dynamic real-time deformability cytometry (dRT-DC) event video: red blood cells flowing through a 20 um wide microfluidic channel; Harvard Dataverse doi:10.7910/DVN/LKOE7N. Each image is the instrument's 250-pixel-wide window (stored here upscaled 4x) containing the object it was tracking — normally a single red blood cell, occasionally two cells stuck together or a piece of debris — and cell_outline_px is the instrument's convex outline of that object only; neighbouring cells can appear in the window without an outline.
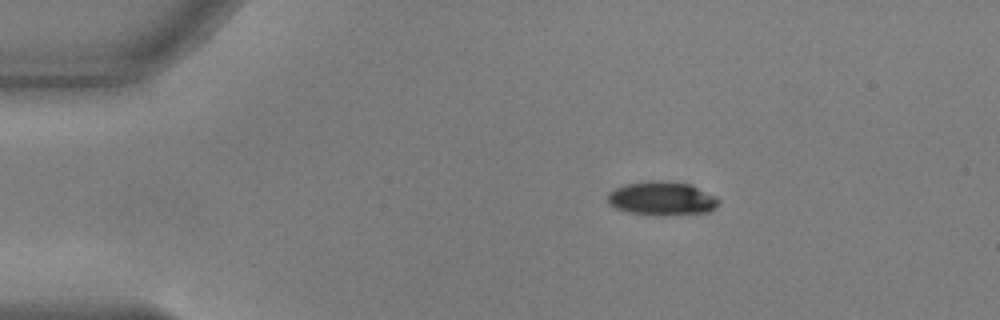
{"species": "common noctule bat (a hibernating species)", "species_latin": "Nyctalus noctula", "temperature_condition": "warm", "stored_images_in_passage": 46, "camera_frame_rate_fps": 3000, "um_per_image_px": 0.085, "animal": {"sex": "male", "body_mass_g": 17.9, "forearm_length_mm": 54.2}, "frame": {"image": 1, "passage_image": 1, "time_ms": 0.0, "image_size_px": [1000, 320], "cell_outline_px": [[720, 200], [716, 208], [708, 212], [664, 216], [660, 216], [628, 212], [616, 208], [608, 204], [608, 192], [612, 188], [624, 184], [652, 180], [660, 180], [692, 184], [716, 196]], "centroid_in_image_um": [56.26, 16.87], "position_along_channel_um": 28.7, "area_um2": 22.31}}
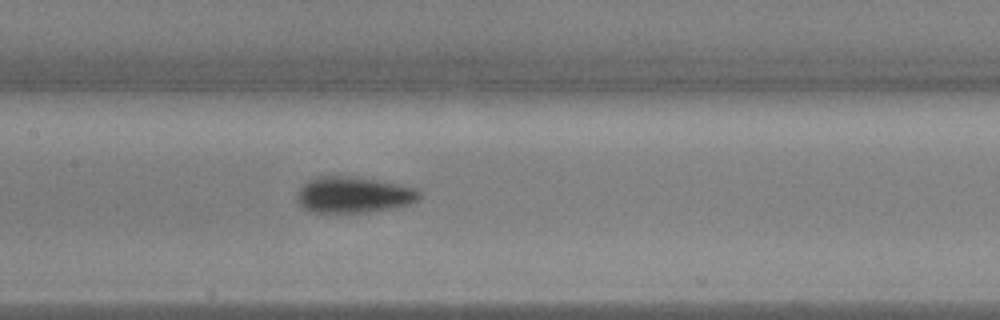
{"frame": {"image": 2, "passage_image": 18, "time_ms": 5.667, "image_size_px": [1000, 320], "cell_outline_px": [[420, 200], [412, 204], [396, 208], [368, 212], [312, 212], [304, 208], [296, 200], [296, 192], [308, 180], [316, 176], [352, 176], [376, 180], [416, 188], [420, 192]], "centroid_in_image_um": [30.06, 16.56], "position_along_channel_um": 177.3, "area_um2": 25.95}}
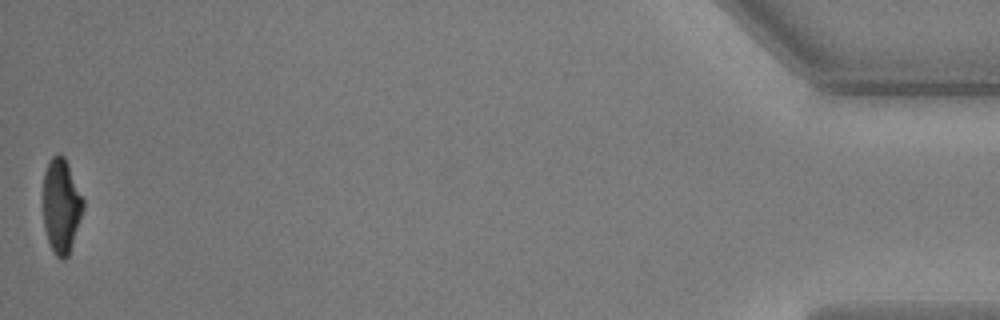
{"frame": {"image": 3, "passage_image": 46, "time_ms": 15.0, "image_size_px": [1000, 320], "cell_outline_px": [[84, 208], [68, 256], [64, 260], [60, 260], [56, 256], [48, 240], [44, 228], [44, 172], [48, 160], [56, 152], [60, 152], [64, 156], [68, 164], [84, 200]], "centroid_in_image_um": [5.21, 17.46], "position_along_channel_um": 430.0, "area_um2": 22.02}, "authors_computed_cell_mechanics": {"area_um2": 24.1604, "velocity_mm_per_s": 3.6929, "shape_relaxation_time_tau1_ms": 2.9743, "shape_relaxation_time_tau2_ms": 1.1787, "deformation_change_tau1": 0.1774, "deformation_change_tau2": 0.0546}}